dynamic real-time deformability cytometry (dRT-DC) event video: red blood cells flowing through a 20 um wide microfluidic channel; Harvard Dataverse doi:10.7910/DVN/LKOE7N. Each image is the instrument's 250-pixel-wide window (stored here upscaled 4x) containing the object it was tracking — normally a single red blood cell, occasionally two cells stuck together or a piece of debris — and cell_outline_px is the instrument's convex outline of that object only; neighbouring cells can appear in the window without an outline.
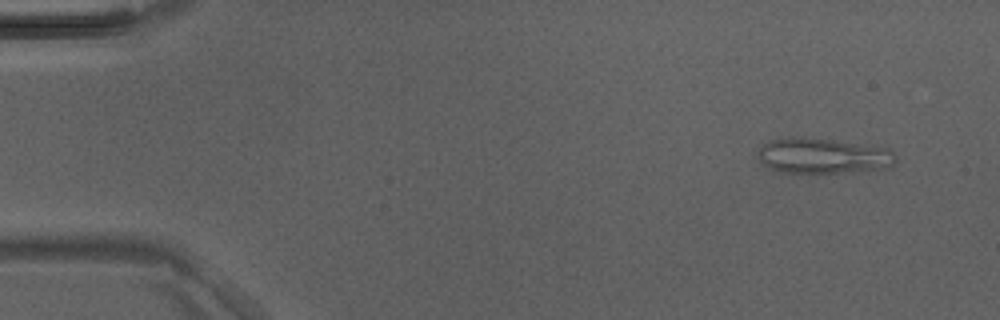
{"species": "Egyptian fruit bat (a non-hibernating species)", "species_latin": "Rousettus aegyptiacus", "temperature_condition": "room temperature", "stored_images_in_passage": 5, "camera_frame_rate_fps": 3000, "um_per_image_px": 0.085, "animal": {"sex": "male"}, "frame": {"image": 1, "passage_image": 5, "time_ms": 1.333, "image_size_px": [1000, 320], "cell_outline_px": [[896, 160], [892, 164], [880, 168], [856, 172], [780, 172], [764, 164], [760, 160], [760, 148], [768, 140], [832, 140], [888, 148], [892, 152]], "centroid_in_image_um": [70.0, 13.28], "position_along_channel_um": 15.0, "area_um2": 26.93}}